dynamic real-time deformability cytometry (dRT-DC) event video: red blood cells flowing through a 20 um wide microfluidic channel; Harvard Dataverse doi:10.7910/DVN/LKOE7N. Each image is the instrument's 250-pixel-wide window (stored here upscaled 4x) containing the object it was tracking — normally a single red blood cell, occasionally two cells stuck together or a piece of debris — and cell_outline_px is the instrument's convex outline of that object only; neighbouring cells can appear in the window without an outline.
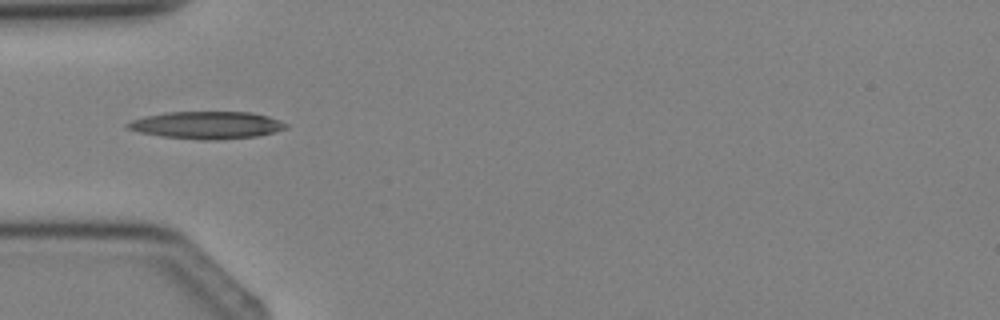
{"species": "Egyptian fruit bat (a non-hibernating species)", "species_latin": "Rousettus aegyptiacus", "temperature_condition": "cold", "stored_images_in_passage": 3, "camera_frame_rate_fps": 3000, "um_per_image_px": 0.085, "animal": {"sex": "female"}, "frame": {"image": 1, "passage_image": 3, "time_ms": 3.333, "image_size_px": [1000, 320], "cell_outline_px": [[288, 128], [256, 136], [220, 140], [200, 140], [160, 136], [140, 132], [124, 128], [124, 124], [132, 120], [144, 116], [168, 112], [252, 112], [268, 116], [288, 124]], "centroid_in_image_um": [17.54, 10.64], "position_along_channel_um": 67.5, "area_um2": 25.37}}